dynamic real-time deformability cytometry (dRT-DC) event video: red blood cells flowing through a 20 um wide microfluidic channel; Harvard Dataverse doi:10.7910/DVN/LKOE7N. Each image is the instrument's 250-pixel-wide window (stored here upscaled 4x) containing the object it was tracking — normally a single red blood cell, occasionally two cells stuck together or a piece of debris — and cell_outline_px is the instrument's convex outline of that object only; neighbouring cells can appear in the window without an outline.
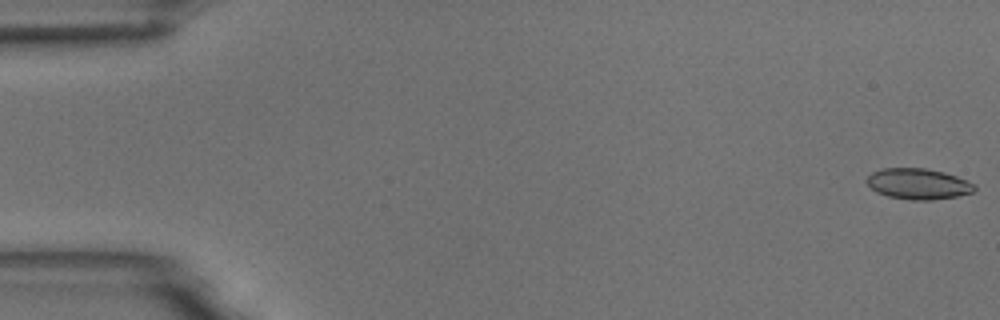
{"species": "common noctule bat (a hibernating species)", "species_latin": "Nyctalus noctula", "temperature_condition": "room temperature", "stored_images_in_passage": 55, "camera_frame_rate_fps": 3000, "um_per_image_px": 0.085, "animal": {"sex": "male", "body_mass_g": 18.8}, "frame": {"image": 1, "passage_image": 1, "time_ms": 0.0, "image_size_px": [1000, 320], "cell_outline_px": [[976, 188], [972, 192], [956, 196], [932, 200], [912, 200], [888, 196], [876, 192], [868, 184], [868, 176], [872, 172], [884, 168], [924, 168], [944, 172], [956, 176], [976, 184]], "centroid_in_image_um": [78.06, 15.63], "position_along_channel_um": 6.9, "area_um2": 19.19}}
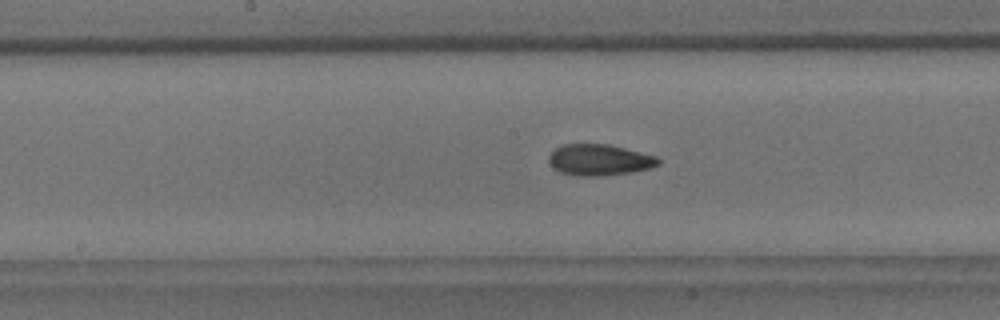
{"frame": {"image": 2, "passage_image": 28, "time_ms": 9.0, "image_size_px": [1000, 320], "cell_outline_px": [[660, 164], [648, 168], [632, 172], [600, 176], [576, 176], [560, 172], [552, 168], [548, 160], [548, 156], [556, 148], [564, 144], [608, 144], [656, 156], [660, 160]], "centroid_in_image_um": [50.91, 13.6], "position_along_channel_um": 197.3, "area_um2": 19.88}}
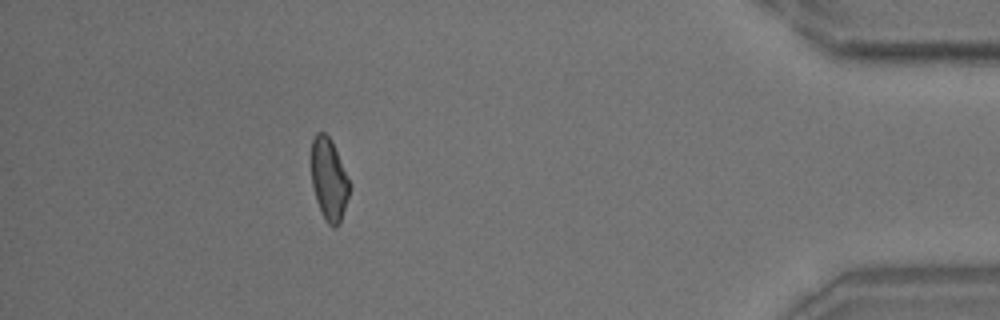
{"frame": {"image": 3, "passage_image": 49, "time_ms": 16.0, "image_size_px": [1000, 320], "cell_outline_px": [[352, 184], [340, 224], [336, 228], [332, 228], [328, 224], [316, 200], [312, 184], [312, 140], [316, 132], [324, 132], [332, 140]], "centroid_in_image_um": [27.99, 15.25], "position_along_channel_um": 407.2, "area_um2": 18.44}, "authors_computed_cell_mechanics": {"area_um2": 19.5364, "velocity_mm_per_s": 3.7322, "shape_relaxation_time_tau1_ms": 9.3377, "shape_relaxation_time_tau2_ms": 3.561, "deformation_change_tau1": 0.1706, "deformation_change_tau2": 0.0901}}